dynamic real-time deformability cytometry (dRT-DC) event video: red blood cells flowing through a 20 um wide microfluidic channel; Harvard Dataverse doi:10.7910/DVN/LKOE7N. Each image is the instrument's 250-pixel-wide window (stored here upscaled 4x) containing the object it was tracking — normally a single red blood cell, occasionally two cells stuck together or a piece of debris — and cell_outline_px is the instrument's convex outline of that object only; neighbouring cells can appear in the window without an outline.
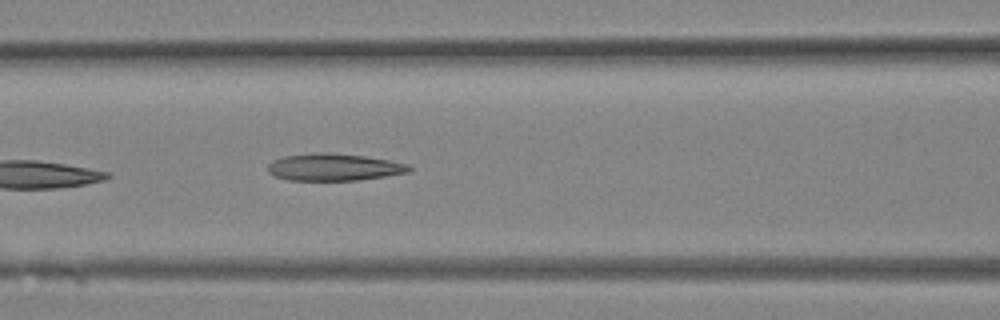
{"species": "Egyptian fruit bat (a non-hibernating species)", "species_latin": "Rousettus aegyptiacus", "temperature_condition": "room temperature", "stored_images_in_passage": 11, "camera_frame_rate_fps": 3000, "um_per_image_px": 0.085, "animal": {"sex": "female"}, "frame": {"image": 1, "passage_image": 11, "time_ms": 3.333, "image_size_px": [1000, 320], "cell_outline_px": [[412, 168], [408, 172], [360, 180], [288, 180], [272, 176], [268, 172], [268, 164], [272, 160], [284, 156], [316, 152], [324, 152], [364, 156], [388, 160], [408, 164]], "centroid_in_image_um": [28.33, 14.21], "position_along_channel_um": 138.3, "area_um2": 22.31}}